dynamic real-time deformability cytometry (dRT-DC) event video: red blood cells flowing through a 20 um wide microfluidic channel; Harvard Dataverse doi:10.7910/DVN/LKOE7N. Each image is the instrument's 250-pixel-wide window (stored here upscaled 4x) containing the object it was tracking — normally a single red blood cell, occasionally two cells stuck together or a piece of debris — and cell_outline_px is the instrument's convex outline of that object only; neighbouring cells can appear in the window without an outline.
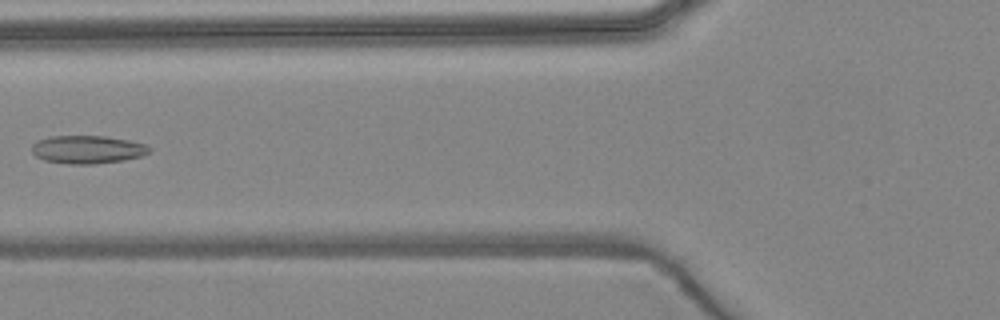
{"species": "common noctule bat (a hibernating species)", "species_latin": "Nyctalus noctula", "temperature_condition": "warm", "stored_images_in_passage": 5, "camera_frame_rate_fps": 3000, "um_per_image_px": 0.085, "animal": {"sex": "female", "body_mass_g": 24.6, "forearm_length_mm": 56.2}, "frame": {"image": 1, "passage_image": 5, "time_ms": 5.667, "image_size_px": [1000, 320], "cell_outline_px": [[152, 152], [140, 156], [124, 160], [96, 164], [68, 164], [44, 160], [36, 156], [32, 152], [32, 144], [36, 140], [52, 136], [104, 136], [128, 140], [144, 144], [152, 148]], "centroid_in_image_um": [7.44, 12.71], "position_along_channel_um": 118.4, "area_um2": 19.31}}